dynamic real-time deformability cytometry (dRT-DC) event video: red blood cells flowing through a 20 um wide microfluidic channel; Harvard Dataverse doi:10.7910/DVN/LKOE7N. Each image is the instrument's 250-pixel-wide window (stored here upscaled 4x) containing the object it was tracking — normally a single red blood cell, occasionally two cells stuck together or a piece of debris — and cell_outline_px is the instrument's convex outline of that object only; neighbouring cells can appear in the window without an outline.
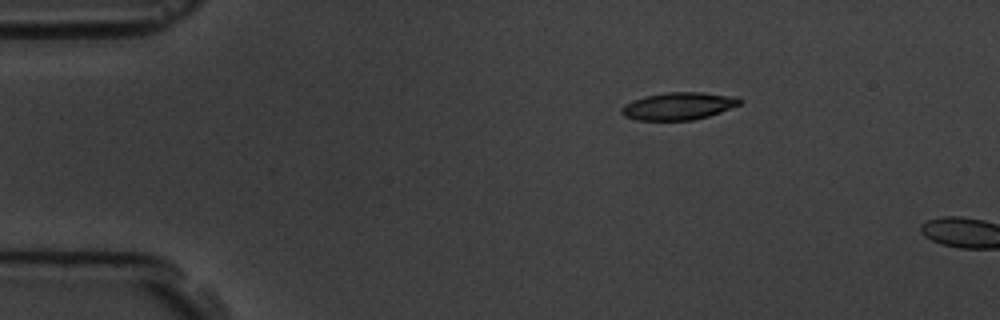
{"species": "common noctule bat (a hibernating species)", "species_latin": "Nyctalus noctula", "temperature_condition": "room temperature", "stored_images_in_passage": 2, "camera_frame_rate_fps": 3000, "um_per_image_px": 0.085, "animal": {"sex": "male", "body_mass_g": 19.5, "forearm_length_mm": 54.6}, "frame": {"image": 1, "passage_image": 1, "time_ms": 0.0, "image_size_px": [1000, 320], "cell_outline_px": [[744, 100], [740, 104], [720, 112], [708, 116], [692, 120], [636, 120], [624, 116], [620, 112], [620, 108], [624, 104], [632, 100], [644, 96], [664, 92], [704, 92], [740, 96]], "centroid_in_image_um": [57.68, 9.0], "position_along_channel_um": 27.3, "area_um2": 19.25}}